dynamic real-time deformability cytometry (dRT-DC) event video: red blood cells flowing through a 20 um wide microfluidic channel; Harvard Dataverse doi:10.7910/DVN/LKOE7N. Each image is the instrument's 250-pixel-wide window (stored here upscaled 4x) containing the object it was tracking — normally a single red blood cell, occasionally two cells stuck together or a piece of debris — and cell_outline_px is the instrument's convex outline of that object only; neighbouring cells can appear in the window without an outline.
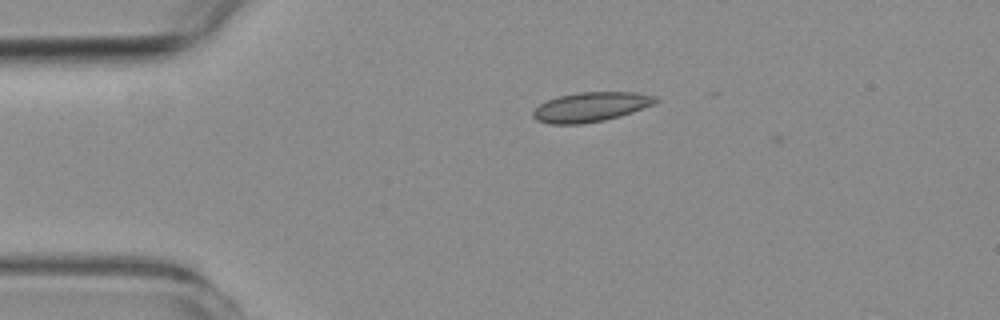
{"species": "common noctule bat (a hibernating species)", "species_latin": "Nyctalus noctula", "temperature_condition": "room temperature", "stored_images_in_passage": 4, "camera_frame_rate_fps": 3000, "um_per_image_px": 0.085, "animal": {"sex": "female", "body_mass_g": 19.3, "forearm_length_mm": 54.1}, "frame": {"image": 1, "passage_image": 2, "time_ms": 0.333, "image_size_px": [1000, 320], "cell_outline_px": [[660, 100], [652, 104], [632, 112], [620, 116], [604, 120], [580, 124], [548, 124], [536, 120], [532, 116], [532, 112], [540, 104], [556, 96], [580, 92], [636, 92], [656, 96]], "centroid_in_image_um": [50.19, 9.09], "position_along_channel_um": 34.8, "area_um2": 21.1}}